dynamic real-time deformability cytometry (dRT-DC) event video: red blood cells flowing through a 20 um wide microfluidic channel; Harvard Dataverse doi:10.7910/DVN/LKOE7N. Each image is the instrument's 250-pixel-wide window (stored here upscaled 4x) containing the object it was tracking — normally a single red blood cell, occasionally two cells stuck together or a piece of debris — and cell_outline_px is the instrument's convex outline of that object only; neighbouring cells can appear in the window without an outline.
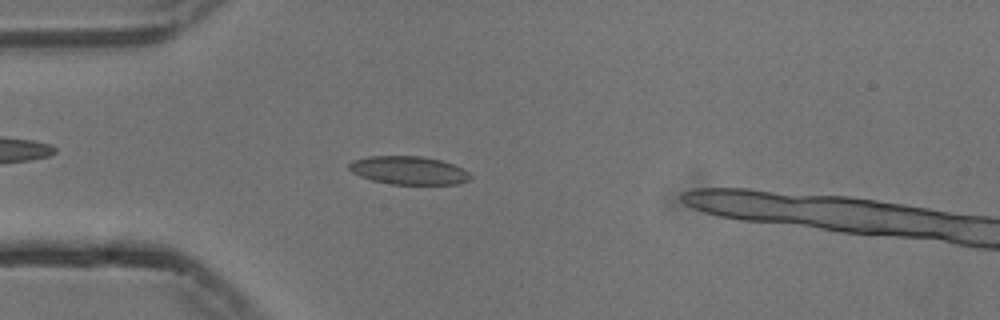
{"species": "common noctule bat (a hibernating species)", "species_latin": "Nyctalus noctula", "temperature_condition": "cold", "stored_images_in_passage": 49, "camera_frame_rate_fps": 3000, "um_per_image_px": 0.085, "animal": {"sex": "male", "body_mass_g": 13.3}, "frame": {"image": 1, "passage_image": 14, "time_ms": 4.333, "image_size_px": [1000, 320], "cell_outline_px": [[472, 176], [468, 180], [460, 184], [392, 184], [372, 180], [360, 176], [352, 172], [348, 168], [348, 164], [352, 160], [368, 156], [420, 156], [440, 160], [464, 168]], "centroid_in_image_um": [34.73, 14.48], "position_along_channel_um": 50.3, "area_um2": 20.0}}
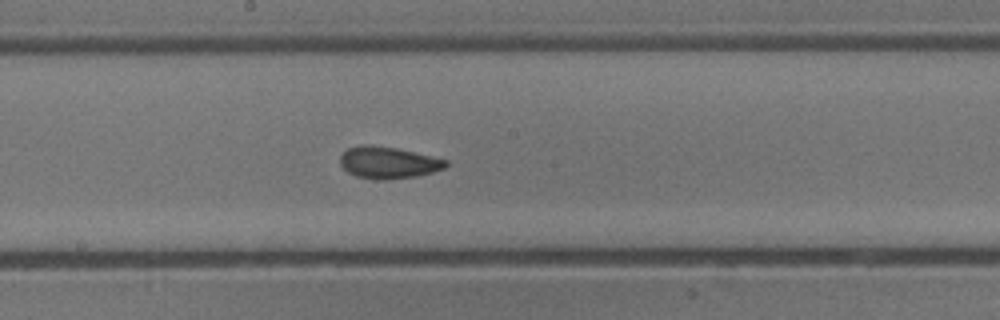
{"frame": {"image": 2, "passage_image": 28, "time_ms": 9.0, "image_size_px": [1000, 320], "cell_outline_px": [[448, 164], [444, 168], [432, 172], [416, 176], [388, 180], [376, 180], [356, 176], [348, 172], [340, 164], [340, 156], [348, 148], [364, 144], [372, 144], [396, 148], [448, 160]], "centroid_in_image_um": [32.98, 13.82], "position_along_channel_um": 215.2, "area_um2": 19.59}}
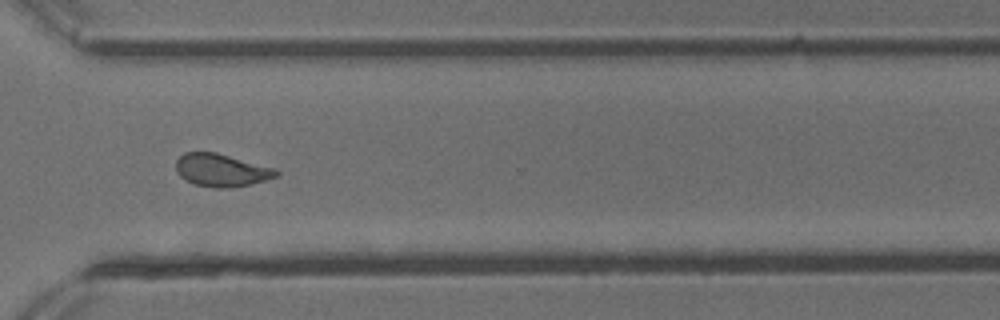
{"frame": {"image": 3, "passage_image": 39, "time_ms": 12.667, "image_size_px": [1000, 320], "cell_outline_px": [[280, 176], [268, 180], [228, 188], [216, 188], [196, 184], [180, 176], [176, 172], [176, 160], [184, 152], [216, 152], [276, 168], [280, 172]], "centroid_in_image_um": [18.86, 14.46], "position_along_channel_um": 351.7, "area_um2": 19.19}, "authors_computed_cell_mechanics": {"area_um2": 19.4208, "velocity_mm_per_s": 3.7367, "shape_relaxation_time_tau1_ms": 7.2619, "shape_relaxation_time_tau2_ms": 2.0774, "deformation_change_tau1": 0.1352, "deformation_change_tau2": 0.0806}}